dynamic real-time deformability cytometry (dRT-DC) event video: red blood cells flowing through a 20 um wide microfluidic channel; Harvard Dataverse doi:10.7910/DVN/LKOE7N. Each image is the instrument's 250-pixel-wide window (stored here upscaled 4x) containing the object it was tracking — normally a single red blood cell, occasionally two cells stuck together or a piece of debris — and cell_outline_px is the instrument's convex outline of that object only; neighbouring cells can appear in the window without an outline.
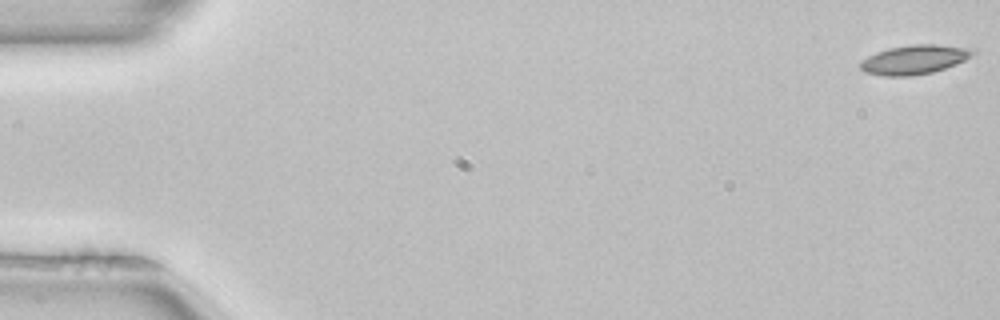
{"species": "common noctule bat (a hibernating species)", "species_latin": "Nyctalus noctula", "temperature_condition": "room temperature", "stored_images_in_passage": 52, "camera_frame_rate_fps": 3000, "um_per_image_px": 0.085, "animal": {"sex": "female", "body_mass_g": 22.7, "forearm_length_mm": 54.2}, "frame": {"image": 1, "passage_image": 1, "time_ms": 0.0, "image_size_px": [1000, 320], "cell_outline_px": [[976, 52], [972, 56], [956, 64], [932, 72], [912, 76], [884, 76], [864, 72], [860, 68], [860, 64], [868, 56], [876, 52], [888, 48], [912, 44], [936, 44], [976, 48]], "centroid_in_image_um": [77.76, 5.05], "position_along_channel_um": 7.2, "area_um2": 19.25}}
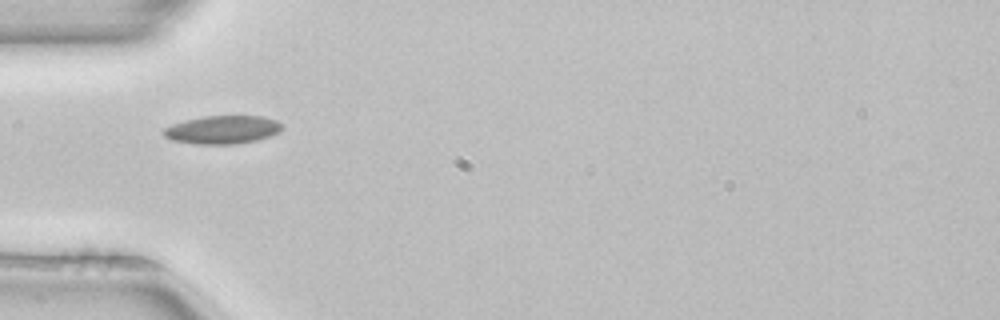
{"frame": {"image": 2, "passage_image": 17, "time_ms": 5.333, "image_size_px": [1000, 320], "cell_outline_px": [[284, 128], [280, 132], [256, 140], [236, 144], [196, 144], [172, 140], [164, 136], [160, 132], [164, 128], [172, 124], [184, 120], [204, 116], [264, 116], [276, 120], [284, 124]], "centroid_in_image_um": [18.92, 11.02], "position_along_channel_um": 66.1, "area_um2": 19.71}}
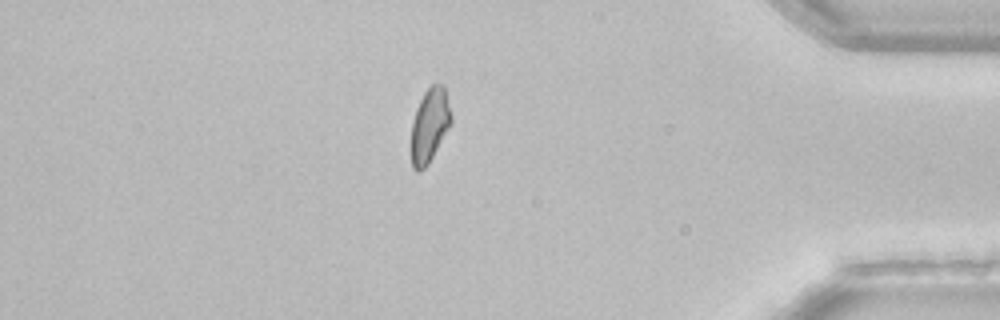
{"frame": {"image": 3, "passage_image": 45, "time_ms": 14.667, "image_size_px": [1000, 320], "cell_outline_px": [[452, 124], [428, 164], [420, 172], [416, 172], [412, 168], [412, 120], [416, 108], [424, 92], [432, 84], [444, 84], [452, 116]], "centroid_in_image_um": [36.54, 10.64], "position_along_channel_um": 398.7, "area_um2": 17.34}, "authors_computed_cell_mechanics": {"area_um2": 18.207, "velocity_mm_per_s": 3.9663, "shape_relaxation_time_tau1_ms": 10.5883, "shape_relaxation_time_tau2_ms": 5.1386, "deformation_change_tau1": 0.1606, "deformation_change_tau2": 0.0861}}